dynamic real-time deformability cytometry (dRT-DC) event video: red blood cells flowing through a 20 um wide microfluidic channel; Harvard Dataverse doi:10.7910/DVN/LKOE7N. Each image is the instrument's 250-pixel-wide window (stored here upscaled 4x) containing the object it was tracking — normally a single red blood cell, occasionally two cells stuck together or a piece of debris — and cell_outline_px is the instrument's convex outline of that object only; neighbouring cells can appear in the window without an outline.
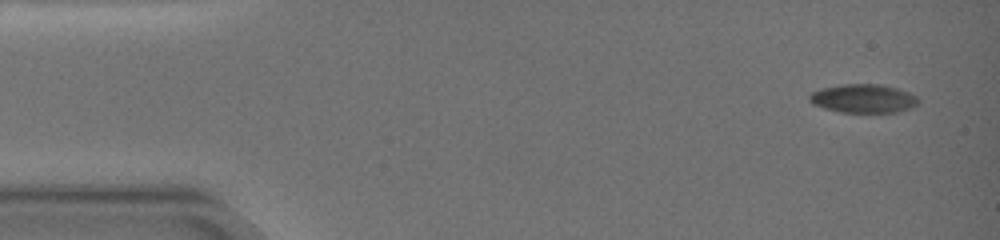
{"species": "common noctule bat (a hibernating species)", "species_latin": "Nyctalus noctula", "temperature_condition": "warm", "stored_images_in_passage": 10, "camera_frame_rate_fps": 3000, "um_per_image_px": 0.085, "animal": {"sex": "female", "body_mass_g": 19.0, "forearm_length_mm": 51.5}, "frame": {"image": 1, "passage_image": 1, "time_ms": 0.0, "image_size_px": [1000, 240], "cell_outline_px": [[920, 100], [916, 104], [908, 108], [896, 112], [840, 112], [824, 108], [812, 104], [808, 100], [808, 92], [820, 88], [840, 84], [880, 84], [896, 88], [908, 92], [916, 96]], "centroid_in_image_um": [73.3, 8.36], "position_along_channel_um": 11.7, "area_um2": 18.26}}
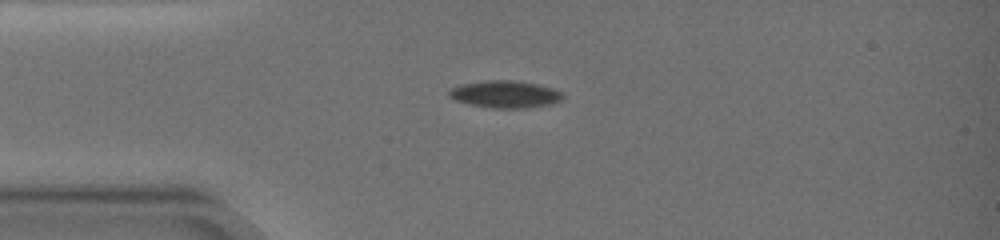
{"frame": {"image": 2, "passage_image": 7, "time_ms": 3.667, "image_size_px": [1000, 240], "cell_outline_px": [[564, 96], [560, 100], [552, 104], [528, 108], [492, 108], [468, 104], [456, 100], [448, 96], [448, 92], [452, 88], [460, 84], [484, 80], [516, 80], [536, 84], [552, 88], [564, 92]], "centroid_in_image_um": [42.94, 8.01], "position_along_channel_um": 42.1, "area_um2": 18.21}}